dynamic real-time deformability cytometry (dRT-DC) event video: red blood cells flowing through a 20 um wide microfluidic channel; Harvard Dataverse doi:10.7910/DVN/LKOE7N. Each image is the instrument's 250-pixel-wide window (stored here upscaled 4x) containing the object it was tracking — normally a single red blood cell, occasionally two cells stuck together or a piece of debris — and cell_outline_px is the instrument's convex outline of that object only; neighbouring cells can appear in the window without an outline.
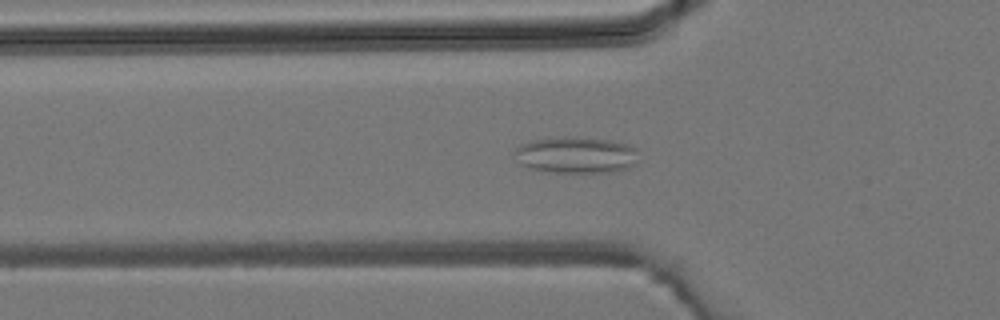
{"species": "common noctule bat (a hibernating species)", "species_latin": "Nyctalus noctula", "temperature_condition": "room temperature", "stored_images_in_passage": 37, "camera_frame_rate_fps": 3000, "um_per_image_px": 0.085, "animal": {"sex": "male", "body_mass_g": 19.2, "forearm_length_mm": 51.8}, "frame": {"image": 1, "passage_image": 8, "time_ms": 2.333, "image_size_px": [1000, 320], "cell_outline_px": [[636, 164], [628, 168], [612, 172], [556, 172], [528, 168], [520, 164], [512, 152], [520, 144], [532, 140], [564, 136], [572, 136], [608, 140], [628, 144], [636, 148]], "centroid_in_image_um": [48.93, 13.16], "position_along_channel_um": 76.9, "area_um2": 26.47}}
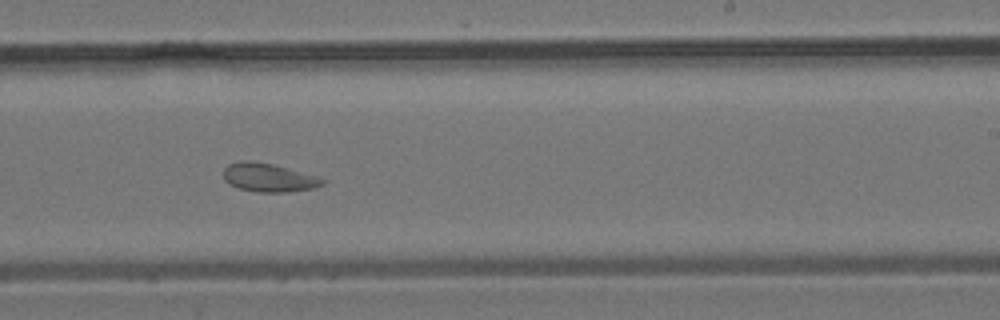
{"frame": {"image": 2, "passage_image": 20, "time_ms": 6.333, "image_size_px": [1000, 320], "cell_outline_px": [[324, 184], [316, 188], [288, 192], [256, 192], [240, 188], [228, 184], [224, 180], [224, 168], [228, 164], [240, 160], [248, 160], [272, 164], [316, 176], [324, 180]], "centroid_in_image_um": [22.8, 15.1], "position_along_channel_um": 266.2, "area_um2": 16.42}}
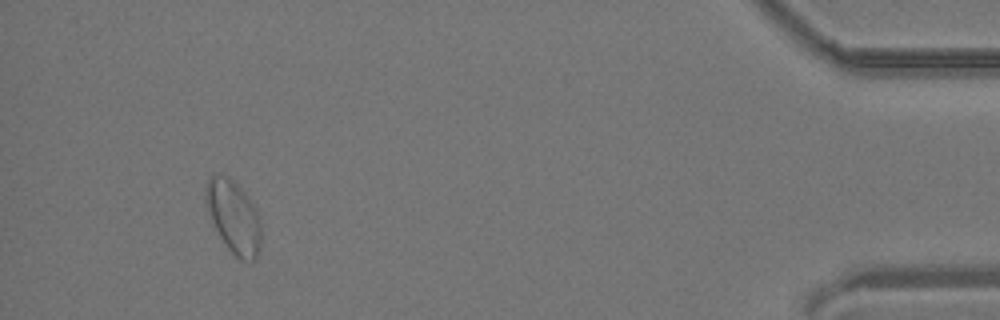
{"frame": {"image": 3, "passage_image": 34, "time_ms": 11.0, "image_size_px": [1000, 320], "cell_outline_px": [[260, 248], [256, 260], [240, 260], [228, 248], [212, 224], [204, 200], [204, 188], [208, 176], [228, 176], [244, 192], [252, 204], [256, 212], [260, 224]], "centroid_in_image_um": [19.81, 18.43], "position_along_channel_um": 415.4, "area_um2": 23.24}}